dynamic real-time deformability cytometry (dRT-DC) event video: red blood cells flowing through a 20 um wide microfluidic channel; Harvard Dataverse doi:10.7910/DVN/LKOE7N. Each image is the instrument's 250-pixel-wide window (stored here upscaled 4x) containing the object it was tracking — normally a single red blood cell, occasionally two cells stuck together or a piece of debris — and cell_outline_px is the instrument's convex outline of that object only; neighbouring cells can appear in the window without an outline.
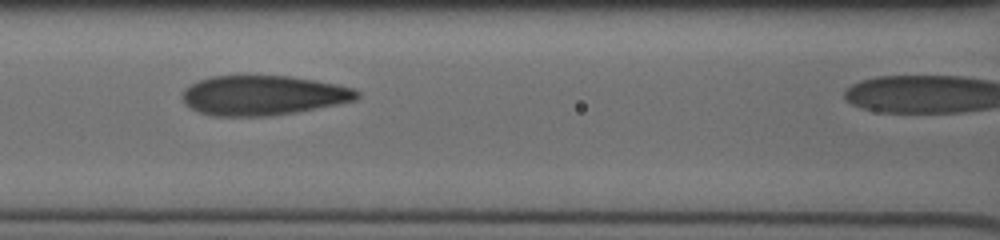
{"species": "human", "species_latin": "Homo sapiens", "temperature_condition": "cold", "stored_images_in_passage": 11, "camera_frame_rate_fps": 3000, "um_per_image_px": 0.085, "donor": {"sex": "male"}, "frame": {"image": 1, "passage_image": 7, "time_ms": 3.667, "image_size_px": [1000, 240], "cell_outline_px": [[360, 96], [356, 100], [296, 112], [268, 116], [212, 116], [200, 112], [184, 104], [184, 88], [200, 80], [212, 76], [292, 76], [316, 80], [336, 84], [352, 88], [360, 92]], "centroid_in_image_um": [22.38, 8.1], "position_along_channel_um": 144.2, "area_um2": 40.23}}
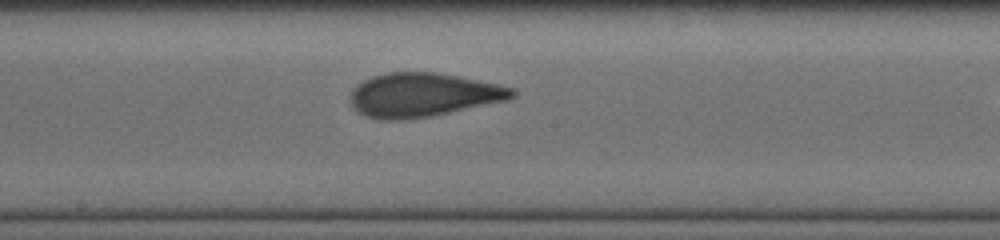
{"frame": {"image": 2, "passage_image": 10, "time_ms": 5.333, "image_size_px": [1000, 240], "cell_outline_px": [[516, 92], [508, 100], [432, 116], [400, 120], [384, 120], [364, 116], [348, 100], [348, 96], [352, 88], [356, 84], [372, 76], [388, 72], [436, 72], [496, 84], [512, 88]], "centroid_in_image_um": [35.89, 8.07], "position_along_channel_um": 212.3, "area_um2": 41.27}}